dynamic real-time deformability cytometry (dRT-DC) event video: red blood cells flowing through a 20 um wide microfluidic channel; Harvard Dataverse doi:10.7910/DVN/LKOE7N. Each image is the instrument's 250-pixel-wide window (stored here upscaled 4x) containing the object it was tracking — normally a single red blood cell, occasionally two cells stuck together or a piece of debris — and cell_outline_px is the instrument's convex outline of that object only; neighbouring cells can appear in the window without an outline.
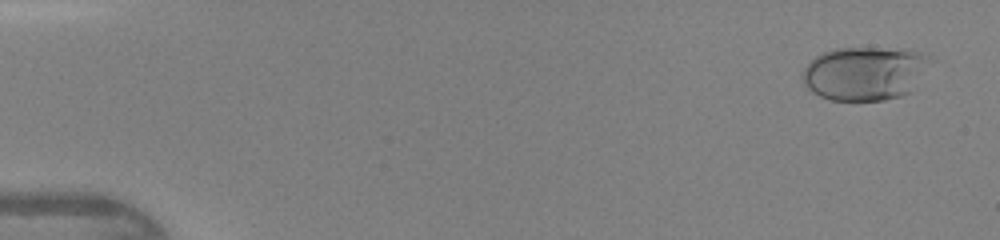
{"species": "human", "species_latin": "Homo sapiens", "temperature_condition": "warm", "stored_images_in_passage": 46, "camera_frame_rate_fps": 3000, "um_per_image_px": 0.085, "donor": {"sex": "female"}, "frame": {"image": 1, "passage_image": 3, "time_ms": 0.667, "image_size_px": [1000, 240], "cell_outline_px": [[932, 60], [908, 92], [900, 96], [884, 100], [832, 100], [820, 96], [812, 92], [804, 84], [800, 76], [804, 68], [816, 56], [824, 52], [836, 48], [912, 48], [928, 56]], "centroid_in_image_um": [73.48, 6.21], "position_along_channel_um": 11.5, "area_um2": 39.88}}
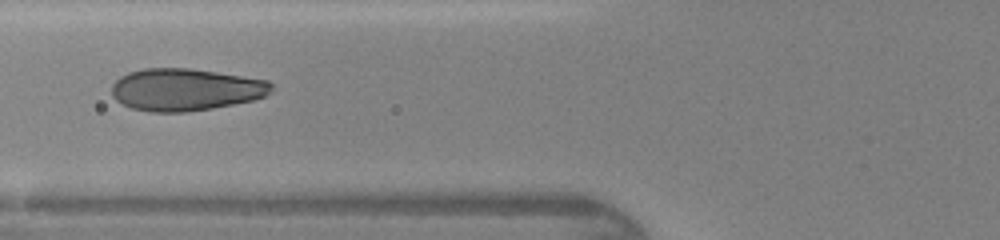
{"frame": {"image": 2, "passage_image": 19, "time_ms": 6.0, "image_size_px": [1000, 240], "cell_outline_px": [[272, 88], [264, 96], [252, 100], [212, 108], [184, 112], [152, 112], [132, 108], [116, 100], [112, 96], [112, 84], [120, 76], [128, 72], [144, 68], [188, 68], [216, 72], [268, 80], [272, 84]], "centroid_in_image_um": [15.73, 7.61], "position_along_channel_um": 110.1, "area_um2": 39.07}}
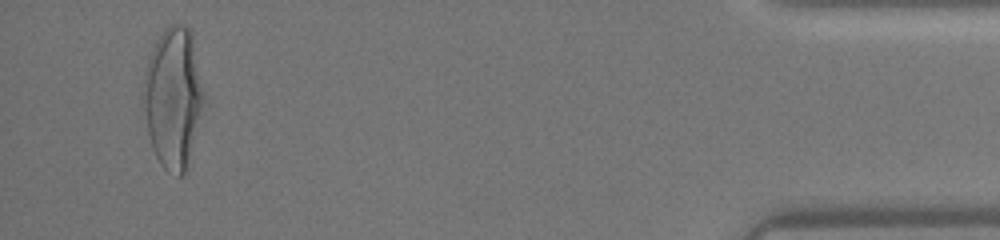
{"frame": {"image": 3, "passage_image": 44, "time_ms": 14.333, "image_size_px": [1000, 240], "cell_outline_px": [[208, 104], [184, 172], [180, 176], [168, 172], [160, 164], [156, 156], [140, 108], [140, 96], [148, 56], [156, 40], [164, 28], [172, 24], [184, 24], [192, 32]], "centroid_in_image_um": [14.74, 8.27], "position_along_channel_um": 420.5, "area_um2": 51.44}}